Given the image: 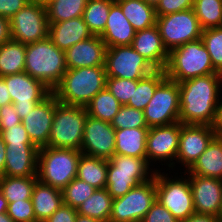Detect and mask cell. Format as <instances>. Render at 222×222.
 <instances>
[{"mask_svg":"<svg viewBox=\"0 0 222 222\" xmlns=\"http://www.w3.org/2000/svg\"><path fill=\"white\" fill-rule=\"evenodd\" d=\"M116 2L136 31L156 25L155 7L144 0H117Z\"/></svg>","mask_w":222,"mask_h":222,"instance_id":"83f0119b","label":"cell"},{"mask_svg":"<svg viewBox=\"0 0 222 222\" xmlns=\"http://www.w3.org/2000/svg\"><path fill=\"white\" fill-rule=\"evenodd\" d=\"M8 87L15 111L21 120L52 91L26 72L2 77Z\"/></svg>","mask_w":222,"mask_h":222,"instance_id":"5bb4252c","label":"cell"},{"mask_svg":"<svg viewBox=\"0 0 222 222\" xmlns=\"http://www.w3.org/2000/svg\"><path fill=\"white\" fill-rule=\"evenodd\" d=\"M192 9L202 30L222 27V0H193Z\"/></svg>","mask_w":222,"mask_h":222,"instance_id":"8d00e7d4","label":"cell"},{"mask_svg":"<svg viewBox=\"0 0 222 222\" xmlns=\"http://www.w3.org/2000/svg\"><path fill=\"white\" fill-rule=\"evenodd\" d=\"M159 29L165 48L171 50L201 38L202 28L193 9L157 16Z\"/></svg>","mask_w":222,"mask_h":222,"instance_id":"30bf717a","label":"cell"},{"mask_svg":"<svg viewBox=\"0 0 222 222\" xmlns=\"http://www.w3.org/2000/svg\"><path fill=\"white\" fill-rule=\"evenodd\" d=\"M222 74L198 76L179 83V122L212 126L221 100Z\"/></svg>","mask_w":222,"mask_h":222,"instance_id":"6da1fadb","label":"cell"},{"mask_svg":"<svg viewBox=\"0 0 222 222\" xmlns=\"http://www.w3.org/2000/svg\"><path fill=\"white\" fill-rule=\"evenodd\" d=\"M11 38L10 19L0 16V46Z\"/></svg>","mask_w":222,"mask_h":222,"instance_id":"681fc988","label":"cell"},{"mask_svg":"<svg viewBox=\"0 0 222 222\" xmlns=\"http://www.w3.org/2000/svg\"><path fill=\"white\" fill-rule=\"evenodd\" d=\"M147 4L156 7L160 0H144Z\"/></svg>","mask_w":222,"mask_h":222,"instance_id":"680465c9","label":"cell"},{"mask_svg":"<svg viewBox=\"0 0 222 222\" xmlns=\"http://www.w3.org/2000/svg\"><path fill=\"white\" fill-rule=\"evenodd\" d=\"M147 159L115 154L108 160L106 189L115 198L133 187L154 178L157 169H151ZM150 175V176H149Z\"/></svg>","mask_w":222,"mask_h":222,"instance_id":"8992f818","label":"cell"},{"mask_svg":"<svg viewBox=\"0 0 222 222\" xmlns=\"http://www.w3.org/2000/svg\"><path fill=\"white\" fill-rule=\"evenodd\" d=\"M164 70H154L144 78L137 80L132 98L126 104L138 110L144 111L147 104L154 96L156 88L166 79Z\"/></svg>","mask_w":222,"mask_h":222,"instance_id":"1f68e13d","label":"cell"},{"mask_svg":"<svg viewBox=\"0 0 222 222\" xmlns=\"http://www.w3.org/2000/svg\"><path fill=\"white\" fill-rule=\"evenodd\" d=\"M217 217H218V221L222 222V205H221L220 212Z\"/></svg>","mask_w":222,"mask_h":222,"instance_id":"91938a15","label":"cell"},{"mask_svg":"<svg viewBox=\"0 0 222 222\" xmlns=\"http://www.w3.org/2000/svg\"><path fill=\"white\" fill-rule=\"evenodd\" d=\"M180 122L167 126L150 127L147 134L146 159L153 166L156 161L167 162L171 170L175 168L176 155L179 148V137L181 133ZM153 161V162H152ZM152 162V164H151Z\"/></svg>","mask_w":222,"mask_h":222,"instance_id":"9a60e30c","label":"cell"},{"mask_svg":"<svg viewBox=\"0 0 222 222\" xmlns=\"http://www.w3.org/2000/svg\"><path fill=\"white\" fill-rule=\"evenodd\" d=\"M222 180V138L215 136L195 163L182 172Z\"/></svg>","mask_w":222,"mask_h":222,"instance_id":"d4e9b609","label":"cell"},{"mask_svg":"<svg viewBox=\"0 0 222 222\" xmlns=\"http://www.w3.org/2000/svg\"><path fill=\"white\" fill-rule=\"evenodd\" d=\"M115 129L109 122L87 116L81 152L84 155L109 160L115 155Z\"/></svg>","mask_w":222,"mask_h":222,"instance_id":"2e32d148","label":"cell"},{"mask_svg":"<svg viewBox=\"0 0 222 222\" xmlns=\"http://www.w3.org/2000/svg\"><path fill=\"white\" fill-rule=\"evenodd\" d=\"M5 144H32L22 123L0 132Z\"/></svg>","mask_w":222,"mask_h":222,"instance_id":"f6af8a7d","label":"cell"},{"mask_svg":"<svg viewBox=\"0 0 222 222\" xmlns=\"http://www.w3.org/2000/svg\"><path fill=\"white\" fill-rule=\"evenodd\" d=\"M137 87V80H128L116 77L106 78V88L121 103L126 105L132 98L134 88Z\"/></svg>","mask_w":222,"mask_h":222,"instance_id":"60d3db41","label":"cell"},{"mask_svg":"<svg viewBox=\"0 0 222 222\" xmlns=\"http://www.w3.org/2000/svg\"><path fill=\"white\" fill-rule=\"evenodd\" d=\"M106 45L100 36L93 35L65 51L68 69L105 66Z\"/></svg>","mask_w":222,"mask_h":222,"instance_id":"44dd1931","label":"cell"},{"mask_svg":"<svg viewBox=\"0 0 222 222\" xmlns=\"http://www.w3.org/2000/svg\"><path fill=\"white\" fill-rule=\"evenodd\" d=\"M106 78L105 66L67 69L52 92L60 103L86 107L106 87Z\"/></svg>","mask_w":222,"mask_h":222,"instance_id":"3957f363","label":"cell"},{"mask_svg":"<svg viewBox=\"0 0 222 222\" xmlns=\"http://www.w3.org/2000/svg\"><path fill=\"white\" fill-rule=\"evenodd\" d=\"M7 214L14 222H38L34 215L31 199L8 203Z\"/></svg>","mask_w":222,"mask_h":222,"instance_id":"b9f144b4","label":"cell"},{"mask_svg":"<svg viewBox=\"0 0 222 222\" xmlns=\"http://www.w3.org/2000/svg\"><path fill=\"white\" fill-rule=\"evenodd\" d=\"M96 188L75 177L63 190V203L77 209L86 199L93 195Z\"/></svg>","mask_w":222,"mask_h":222,"instance_id":"74e56055","label":"cell"},{"mask_svg":"<svg viewBox=\"0 0 222 222\" xmlns=\"http://www.w3.org/2000/svg\"><path fill=\"white\" fill-rule=\"evenodd\" d=\"M179 83L166 78L144 109L146 125L167 126L179 122Z\"/></svg>","mask_w":222,"mask_h":222,"instance_id":"7c38bea8","label":"cell"},{"mask_svg":"<svg viewBox=\"0 0 222 222\" xmlns=\"http://www.w3.org/2000/svg\"><path fill=\"white\" fill-rule=\"evenodd\" d=\"M108 160L81 154L77 178L96 189L106 188Z\"/></svg>","mask_w":222,"mask_h":222,"instance_id":"f1b7e54d","label":"cell"},{"mask_svg":"<svg viewBox=\"0 0 222 222\" xmlns=\"http://www.w3.org/2000/svg\"><path fill=\"white\" fill-rule=\"evenodd\" d=\"M193 8V0H160L155 7L156 16H165Z\"/></svg>","mask_w":222,"mask_h":222,"instance_id":"7bdbcfd3","label":"cell"},{"mask_svg":"<svg viewBox=\"0 0 222 222\" xmlns=\"http://www.w3.org/2000/svg\"><path fill=\"white\" fill-rule=\"evenodd\" d=\"M58 103L56 95L51 92L31 112L26 114L21 122L32 144L38 149L48 145L55 107Z\"/></svg>","mask_w":222,"mask_h":222,"instance_id":"ac0fdd59","label":"cell"},{"mask_svg":"<svg viewBox=\"0 0 222 222\" xmlns=\"http://www.w3.org/2000/svg\"><path fill=\"white\" fill-rule=\"evenodd\" d=\"M113 197L107 189H96L78 208L77 213L90 218L109 222L112 212Z\"/></svg>","mask_w":222,"mask_h":222,"instance_id":"4dcf8cb0","label":"cell"},{"mask_svg":"<svg viewBox=\"0 0 222 222\" xmlns=\"http://www.w3.org/2000/svg\"><path fill=\"white\" fill-rule=\"evenodd\" d=\"M11 38L24 44L48 37L49 24L43 2L31 0L10 18Z\"/></svg>","mask_w":222,"mask_h":222,"instance_id":"8fae6325","label":"cell"},{"mask_svg":"<svg viewBox=\"0 0 222 222\" xmlns=\"http://www.w3.org/2000/svg\"><path fill=\"white\" fill-rule=\"evenodd\" d=\"M31 0H0V16L10 19Z\"/></svg>","mask_w":222,"mask_h":222,"instance_id":"c3c4849f","label":"cell"},{"mask_svg":"<svg viewBox=\"0 0 222 222\" xmlns=\"http://www.w3.org/2000/svg\"><path fill=\"white\" fill-rule=\"evenodd\" d=\"M26 44L10 39L0 46V77L24 72Z\"/></svg>","mask_w":222,"mask_h":222,"instance_id":"f546056e","label":"cell"},{"mask_svg":"<svg viewBox=\"0 0 222 222\" xmlns=\"http://www.w3.org/2000/svg\"><path fill=\"white\" fill-rule=\"evenodd\" d=\"M4 174L9 177H37L38 148L34 144H6Z\"/></svg>","mask_w":222,"mask_h":222,"instance_id":"ffe728a7","label":"cell"},{"mask_svg":"<svg viewBox=\"0 0 222 222\" xmlns=\"http://www.w3.org/2000/svg\"><path fill=\"white\" fill-rule=\"evenodd\" d=\"M113 0H88L83 19L93 35L100 36L106 25Z\"/></svg>","mask_w":222,"mask_h":222,"instance_id":"d590c367","label":"cell"},{"mask_svg":"<svg viewBox=\"0 0 222 222\" xmlns=\"http://www.w3.org/2000/svg\"><path fill=\"white\" fill-rule=\"evenodd\" d=\"M6 144L3 141L2 136L0 135V176L4 174V167H5V157H6Z\"/></svg>","mask_w":222,"mask_h":222,"instance_id":"db71d44e","label":"cell"},{"mask_svg":"<svg viewBox=\"0 0 222 222\" xmlns=\"http://www.w3.org/2000/svg\"><path fill=\"white\" fill-rule=\"evenodd\" d=\"M88 0H47L48 24L62 22L83 16Z\"/></svg>","mask_w":222,"mask_h":222,"instance_id":"d6a6232c","label":"cell"},{"mask_svg":"<svg viewBox=\"0 0 222 222\" xmlns=\"http://www.w3.org/2000/svg\"><path fill=\"white\" fill-rule=\"evenodd\" d=\"M35 1H40V2H43V3H44V2L47 1V0H35Z\"/></svg>","mask_w":222,"mask_h":222,"instance_id":"94428289","label":"cell"},{"mask_svg":"<svg viewBox=\"0 0 222 222\" xmlns=\"http://www.w3.org/2000/svg\"><path fill=\"white\" fill-rule=\"evenodd\" d=\"M164 71L168 79L178 83L218 73L201 38L171 50Z\"/></svg>","mask_w":222,"mask_h":222,"instance_id":"277c9868","label":"cell"},{"mask_svg":"<svg viewBox=\"0 0 222 222\" xmlns=\"http://www.w3.org/2000/svg\"><path fill=\"white\" fill-rule=\"evenodd\" d=\"M201 39L207 48L214 69L222 74V27L202 30Z\"/></svg>","mask_w":222,"mask_h":222,"instance_id":"ab89813d","label":"cell"},{"mask_svg":"<svg viewBox=\"0 0 222 222\" xmlns=\"http://www.w3.org/2000/svg\"><path fill=\"white\" fill-rule=\"evenodd\" d=\"M87 116L85 107L59 102L55 107L47 146L80 151Z\"/></svg>","mask_w":222,"mask_h":222,"instance_id":"52a82bcc","label":"cell"},{"mask_svg":"<svg viewBox=\"0 0 222 222\" xmlns=\"http://www.w3.org/2000/svg\"><path fill=\"white\" fill-rule=\"evenodd\" d=\"M82 152L70 148L42 147L38 150L37 178L63 190L76 176Z\"/></svg>","mask_w":222,"mask_h":222,"instance_id":"5b68a950","label":"cell"},{"mask_svg":"<svg viewBox=\"0 0 222 222\" xmlns=\"http://www.w3.org/2000/svg\"><path fill=\"white\" fill-rule=\"evenodd\" d=\"M165 174L156 170V199L181 222L195 214L190 181L186 174L181 178Z\"/></svg>","mask_w":222,"mask_h":222,"instance_id":"ba28073f","label":"cell"},{"mask_svg":"<svg viewBox=\"0 0 222 222\" xmlns=\"http://www.w3.org/2000/svg\"><path fill=\"white\" fill-rule=\"evenodd\" d=\"M65 51L53 44L49 37L26 44L25 70L53 91L67 71Z\"/></svg>","mask_w":222,"mask_h":222,"instance_id":"7a4b0ae2","label":"cell"},{"mask_svg":"<svg viewBox=\"0 0 222 222\" xmlns=\"http://www.w3.org/2000/svg\"><path fill=\"white\" fill-rule=\"evenodd\" d=\"M181 222H219L217 216L205 215V214H193L186 220Z\"/></svg>","mask_w":222,"mask_h":222,"instance_id":"f5cc1de1","label":"cell"},{"mask_svg":"<svg viewBox=\"0 0 222 222\" xmlns=\"http://www.w3.org/2000/svg\"><path fill=\"white\" fill-rule=\"evenodd\" d=\"M0 222H14V221L6 212L0 214Z\"/></svg>","mask_w":222,"mask_h":222,"instance_id":"6f0895ef","label":"cell"},{"mask_svg":"<svg viewBox=\"0 0 222 222\" xmlns=\"http://www.w3.org/2000/svg\"><path fill=\"white\" fill-rule=\"evenodd\" d=\"M212 129L217 137L222 136V100L221 102L220 101L218 102L215 119L212 124Z\"/></svg>","mask_w":222,"mask_h":222,"instance_id":"f907efd6","label":"cell"},{"mask_svg":"<svg viewBox=\"0 0 222 222\" xmlns=\"http://www.w3.org/2000/svg\"><path fill=\"white\" fill-rule=\"evenodd\" d=\"M121 106V103L105 87L92 98L85 108L90 117L111 123Z\"/></svg>","mask_w":222,"mask_h":222,"instance_id":"836d02e7","label":"cell"},{"mask_svg":"<svg viewBox=\"0 0 222 222\" xmlns=\"http://www.w3.org/2000/svg\"><path fill=\"white\" fill-rule=\"evenodd\" d=\"M75 222H104V221L96 220L88 216L77 214Z\"/></svg>","mask_w":222,"mask_h":222,"instance_id":"9f6ffc18","label":"cell"},{"mask_svg":"<svg viewBox=\"0 0 222 222\" xmlns=\"http://www.w3.org/2000/svg\"><path fill=\"white\" fill-rule=\"evenodd\" d=\"M93 36L82 16L49 25L48 37L60 50Z\"/></svg>","mask_w":222,"mask_h":222,"instance_id":"cb8c5ba5","label":"cell"},{"mask_svg":"<svg viewBox=\"0 0 222 222\" xmlns=\"http://www.w3.org/2000/svg\"><path fill=\"white\" fill-rule=\"evenodd\" d=\"M212 126L181 124L179 148L176 155V163L185 166L188 170L200 155L204 153L208 144L215 137Z\"/></svg>","mask_w":222,"mask_h":222,"instance_id":"e0dca14e","label":"cell"},{"mask_svg":"<svg viewBox=\"0 0 222 222\" xmlns=\"http://www.w3.org/2000/svg\"><path fill=\"white\" fill-rule=\"evenodd\" d=\"M12 104L11 96L8 91V87L5 80L0 77V107Z\"/></svg>","mask_w":222,"mask_h":222,"instance_id":"816d5d0a","label":"cell"},{"mask_svg":"<svg viewBox=\"0 0 222 222\" xmlns=\"http://www.w3.org/2000/svg\"><path fill=\"white\" fill-rule=\"evenodd\" d=\"M141 222H179L157 199Z\"/></svg>","mask_w":222,"mask_h":222,"instance_id":"ee69618b","label":"cell"},{"mask_svg":"<svg viewBox=\"0 0 222 222\" xmlns=\"http://www.w3.org/2000/svg\"><path fill=\"white\" fill-rule=\"evenodd\" d=\"M189 178L196 214L218 216L222 205V180L199 175Z\"/></svg>","mask_w":222,"mask_h":222,"instance_id":"d6986e66","label":"cell"},{"mask_svg":"<svg viewBox=\"0 0 222 222\" xmlns=\"http://www.w3.org/2000/svg\"><path fill=\"white\" fill-rule=\"evenodd\" d=\"M136 30L122 13L120 5L115 1L110 8L105 29L100 35L106 47L131 45Z\"/></svg>","mask_w":222,"mask_h":222,"instance_id":"603a6c76","label":"cell"},{"mask_svg":"<svg viewBox=\"0 0 222 222\" xmlns=\"http://www.w3.org/2000/svg\"><path fill=\"white\" fill-rule=\"evenodd\" d=\"M0 116V132L3 129H9L12 126H18L22 122L17 112L15 111L13 103L1 107Z\"/></svg>","mask_w":222,"mask_h":222,"instance_id":"bcb514c9","label":"cell"},{"mask_svg":"<svg viewBox=\"0 0 222 222\" xmlns=\"http://www.w3.org/2000/svg\"><path fill=\"white\" fill-rule=\"evenodd\" d=\"M31 200L36 220L44 222L63 204L62 191L37 180Z\"/></svg>","mask_w":222,"mask_h":222,"instance_id":"484cf974","label":"cell"},{"mask_svg":"<svg viewBox=\"0 0 222 222\" xmlns=\"http://www.w3.org/2000/svg\"><path fill=\"white\" fill-rule=\"evenodd\" d=\"M131 46L156 70L166 68L169 52L163 44L157 25L136 31Z\"/></svg>","mask_w":222,"mask_h":222,"instance_id":"7402d4cb","label":"cell"},{"mask_svg":"<svg viewBox=\"0 0 222 222\" xmlns=\"http://www.w3.org/2000/svg\"><path fill=\"white\" fill-rule=\"evenodd\" d=\"M111 126L115 130L131 128H149L146 125L144 111L135 109L128 105H122L119 112L111 121Z\"/></svg>","mask_w":222,"mask_h":222,"instance_id":"f35d334b","label":"cell"},{"mask_svg":"<svg viewBox=\"0 0 222 222\" xmlns=\"http://www.w3.org/2000/svg\"><path fill=\"white\" fill-rule=\"evenodd\" d=\"M8 209V202L4 198L3 193L0 191V214L6 213Z\"/></svg>","mask_w":222,"mask_h":222,"instance_id":"11a10c76","label":"cell"},{"mask_svg":"<svg viewBox=\"0 0 222 222\" xmlns=\"http://www.w3.org/2000/svg\"><path fill=\"white\" fill-rule=\"evenodd\" d=\"M107 77L140 80L156 70L131 45L108 47L105 51Z\"/></svg>","mask_w":222,"mask_h":222,"instance_id":"4fadbf2b","label":"cell"},{"mask_svg":"<svg viewBox=\"0 0 222 222\" xmlns=\"http://www.w3.org/2000/svg\"><path fill=\"white\" fill-rule=\"evenodd\" d=\"M156 201V173L153 179L113 199L109 222H141Z\"/></svg>","mask_w":222,"mask_h":222,"instance_id":"9c48e42d","label":"cell"},{"mask_svg":"<svg viewBox=\"0 0 222 222\" xmlns=\"http://www.w3.org/2000/svg\"><path fill=\"white\" fill-rule=\"evenodd\" d=\"M149 128L115 130V154L146 159Z\"/></svg>","mask_w":222,"mask_h":222,"instance_id":"4316f807","label":"cell"},{"mask_svg":"<svg viewBox=\"0 0 222 222\" xmlns=\"http://www.w3.org/2000/svg\"><path fill=\"white\" fill-rule=\"evenodd\" d=\"M77 209L69 205L62 204L48 219L44 222H75Z\"/></svg>","mask_w":222,"mask_h":222,"instance_id":"7dc6e473","label":"cell"},{"mask_svg":"<svg viewBox=\"0 0 222 222\" xmlns=\"http://www.w3.org/2000/svg\"><path fill=\"white\" fill-rule=\"evenodd\" d=\"M37 177L0 176V191L8 203L31 199Z\"/></svg>","mask_w":222,"mask_h":222,"instance_id":"e575fe53","label":"cell"}]
</instances>
